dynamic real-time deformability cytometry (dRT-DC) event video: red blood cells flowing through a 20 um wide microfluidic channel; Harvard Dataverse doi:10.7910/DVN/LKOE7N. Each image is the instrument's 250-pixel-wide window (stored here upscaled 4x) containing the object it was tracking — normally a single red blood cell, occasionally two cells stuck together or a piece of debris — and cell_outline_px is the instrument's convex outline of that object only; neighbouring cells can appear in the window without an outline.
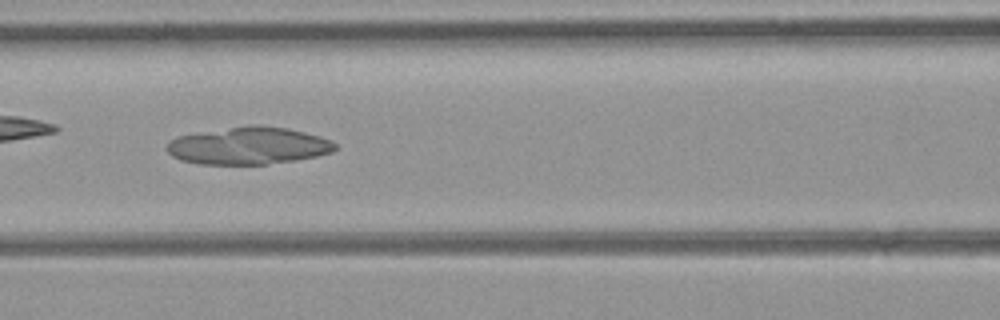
{"species": "common noctule bat (a hibernating species)", "species_latin": "Nyctalus noctula", "temperature_condition": "room temperature", "stored_images_in_passage": 45, "camera_frame_rate_fps": 3000, "um_per_image_px": 0.085, "animal": {"sex": "female", "body_mass_g": 21.9}, "frame": {"image": 1, "passage_image": 20, "time_ms": 6.333, "image_size_px": [1000, 320], "cell_outline_px": [[336, 148], [332, 152], [316, 156], [296, 160], [264, 164], [200, 164], [180, 160], [172, 156], [168, 152], [168, 144], [176, 136], [248, 124], [260, 124], [288, 128], [320, 136], [332, 140], [336, 144]], "centroid_in_image_um": [21.14, 12.37], "position_along_channel_um": 145.5, "area_um2": 36.7}}
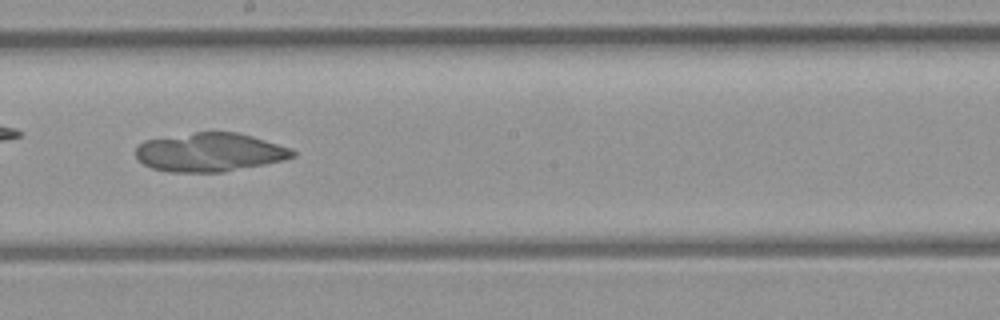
{"frame": {"image": 2, "passage_image": 26, "time_ms": 8.333, "image_size_px": [1000, 320], "cell_outline_px": [[296, 156], [284, 160], [224, 172], [168, 172], [152, 168], [144, 164], [136, 156], [136, 148], [144, 140], [196, 132], [236, 132], [252, 136], [292, 148], [296, 152]], "centroid_in_image_um": [17.85, 12.94], "position_along_channel_um": 230.3, "area_um2": 35.32}}
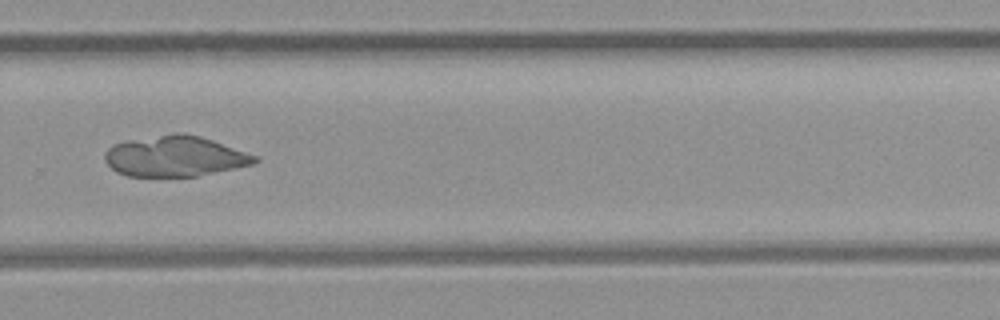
{"frame": {"image": 3, "passage_image": 32, "time_ms": 10.333, "image_size_px": [1000, 320], "cell_outline_px": [[260, 160], [256, 164], [196, 176], [128, 176], [116, 172], [104, 160], [104, 152], [112, 144], [128, 140], [176, 132], [184, 132], [200, 136], [260, 156]], "centroid_in_image_um": [14.9, 13.27], "position_along_channel_um": 314.9, "area_um2": 35.78}}